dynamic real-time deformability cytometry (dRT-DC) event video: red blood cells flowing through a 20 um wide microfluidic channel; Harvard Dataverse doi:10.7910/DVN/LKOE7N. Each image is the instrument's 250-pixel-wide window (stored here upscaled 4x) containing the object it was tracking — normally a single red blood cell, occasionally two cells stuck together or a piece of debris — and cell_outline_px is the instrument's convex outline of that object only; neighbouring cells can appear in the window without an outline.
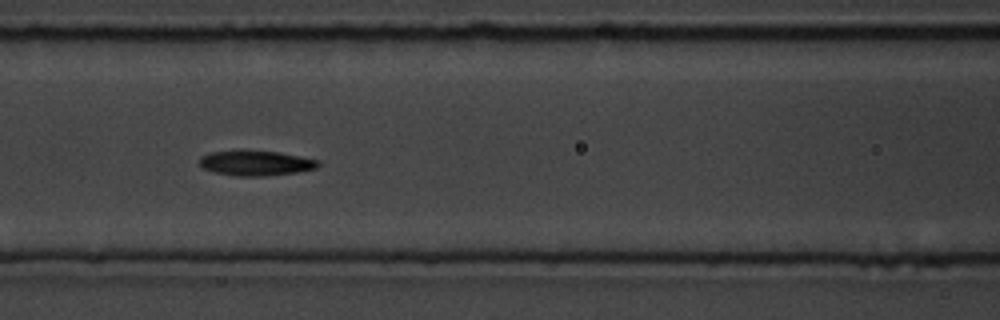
{"species": "common noctule bat (a hibernating species)", "species_latin": "Nyctalus noctula", "temperature_condition": "room temperature", "stored_images_in_passage": 16, "camera_frame_rate_fps": 3000, "um_per_image_px": 0.085, "animal": {"sex": "male", "body_mass_g": 19.5, "forearm_length_mm": 54.6}, "frame": {"image": 1, "passage_image": 7, "time_ms": 6.667, "image_size_px": [1000, 320], "cell_outline_px": [[320, 164], [316, 168], [296, 172], [264, 176], [236, 176], [212, 172], [204, 168], [200, 164], [200, 156], [208, 152], [240, 148], [280, 152], [320, 160]], "centroid_in_image_um": [21.69, 13.82], "position_along_channel_um": 144.9, "area_um2": 17.98}}
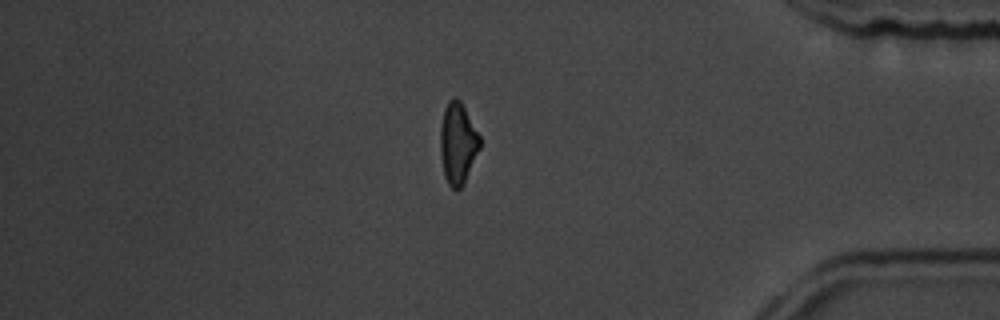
{"frame": {"image": 2, "passage_image": 16, "time_ms": 18.0, "image_size_px": [1000, 320], "cell_outline_px": [[480, 148], [464, 184], [460, 188], [452, 188], [448, 184], [444, 176], [440, 156], [440, 128], [444, 108], [448, 100], [452, 96], [456, 96], [460, 100], [480, 136]], "centroid_in_image_um": [38.9, 12.16], "position_along_channel_um": 396.3, "area_um2": 18.9}, "authors_computed_cell_mechanics": {"area_um2": 17.0799, "velocity_mm_per_s": 3.6268, "shape_relaxation_time_tau1_ms": 3.6508, "shape_relaxation_time_tau2_ms": 3.0795, "deformation_change_tau1": 0.1121, "deformation_change_tau2": 0.0721}}